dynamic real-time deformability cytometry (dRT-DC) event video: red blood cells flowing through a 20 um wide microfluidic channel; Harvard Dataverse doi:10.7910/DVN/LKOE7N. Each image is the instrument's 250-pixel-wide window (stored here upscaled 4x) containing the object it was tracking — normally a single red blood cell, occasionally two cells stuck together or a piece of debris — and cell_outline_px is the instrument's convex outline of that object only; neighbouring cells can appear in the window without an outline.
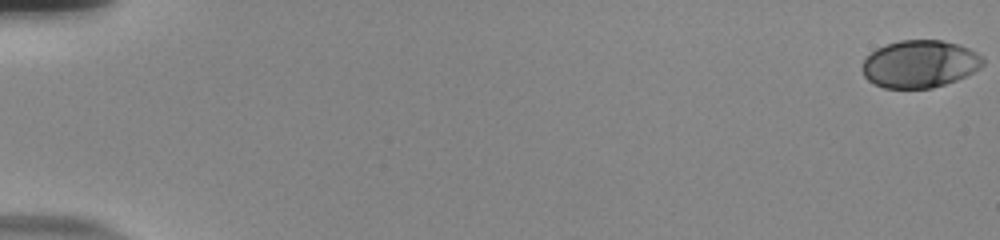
{"species": "human", "species_latin": "Homo sapiens", "temperature_condition": "room temperature", "stored_images_in_passage": 56, "camera_frame_rate_fps": 3000, "um_per_image_px": 0.085, "donor": {"sex": "male"}, "frame": {"image": 1, "passage_image": 1, "time_ms": 0.0, "image_size_px": [1000, 240], "cell_outline_px": [[984, 64], [980, 68], [956, 80], [932, 88], [884, 88], [868, 80], [864, 76], [860, 68], [864, 60], [876, 48], [900, 40], [940, 40], [956, 44], [968, 48], [984, 56]], "centroid_in_image_um": [78.17, 5.43], "position_along_channel_um": 6.8, "area_um2": 33.29}}
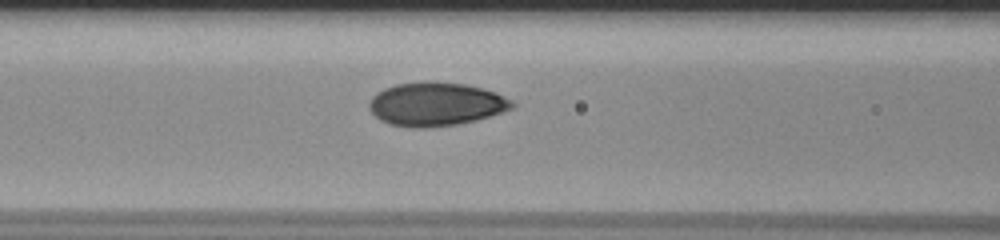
{"frame": {"image": 2, "passage_image": 26, "time_ms": 8.333, "image_size_px": [1000, 240], "cell_outline_px": [[516, 104], [512, 108], [476, 120], [456, 124], [424, 128], [412, 128], [388, 124], [380, 120], [368, 108], [368, 104], [372, 96], [376, 92], [384, 88], [396, 84], [424, 80], [464, 84], [484, 88], [496, 92], [512, 100]], "centroid_in_image_um": [37.02, 8.84], "position_along_channel_um": 129.6, "area_um2": 36.53}}
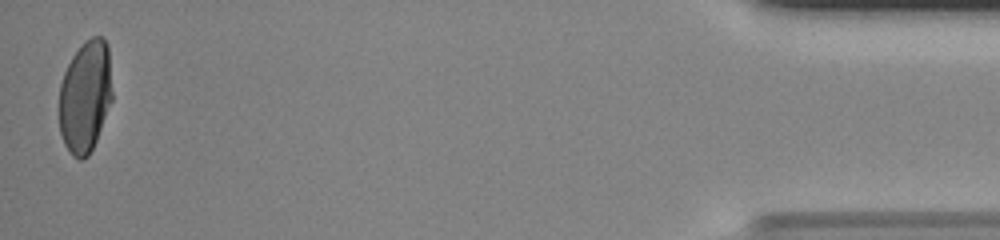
{"frame": {"image": 3, "passage_image": 56, "time_ms": 18.333, "image_size_px": [1000, 240], "cell_outline_px": [[112, 100], [96, 140], [88, 156], [84, 160], [80, 160], [72, 156], [64, 144], [60, 132], [60, 84], [64, 72], [72, 56], [92, 36], [104, 36], [108, 44], [112, 92]], "centroid_in_image_um": [7.26, 8.21], "position_along_channel_um": 427.9, "area_um2": 34.56}, "authors_computed_cell_mechanics": {"area_um2": 34.9112, "velocity_mm_per_s": 3.7817, "shape_relaxation_time_tau1_ms": 6.024, "shape_relaxation_time_tau2_ms": null, "deformation_change_tau1": 0.2092, "deformation_change_tau2": null}}